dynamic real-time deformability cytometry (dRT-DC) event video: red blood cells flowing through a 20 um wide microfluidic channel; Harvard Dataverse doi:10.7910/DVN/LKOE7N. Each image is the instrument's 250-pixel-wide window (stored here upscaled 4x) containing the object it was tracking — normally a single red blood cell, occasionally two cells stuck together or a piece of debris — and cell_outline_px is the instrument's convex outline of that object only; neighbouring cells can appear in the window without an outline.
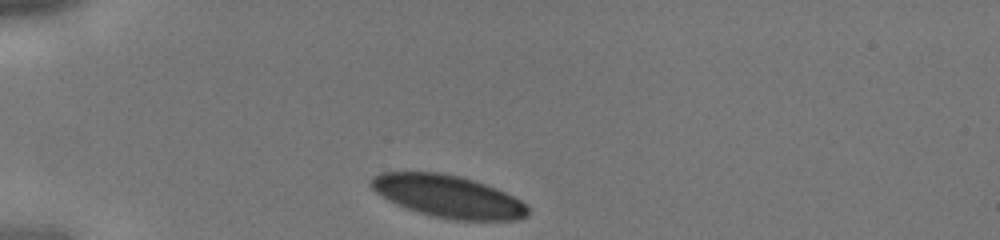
{"species": "human", "species_latin": "Homo sapiens", "temperature_condition": "cold", "stored_images_in_passage": 11, "camera_frame_rate_fps": 3000, "um_per_image_px": 0.085, "donor": {"sex": "male"}, "frame": {"image": 1, "passage_image": 1, "time_ms": 0.0, "image_size_px": [1000, 240], "cell_outline_px": [[528, 216], [520, 220], [452, 220], [420, 212], [396, 204], [380, 196], [368, 184], [368, 180], [372, 176], [380, 172], [440, 172], [460, 176], [496, 188], [528, 204]], "centroid_in_image_um": [38.07, 16.68], "position_along_channel_um": 46.9, "area_um2": 38.73}}
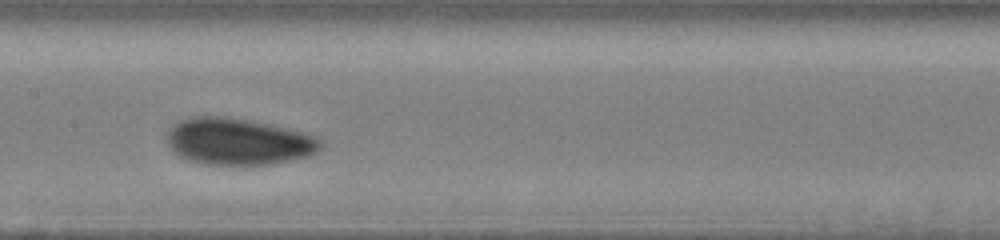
{"frame": {"image": 2, "passage_image": 7, "time_ms": 2.0, "image_size_px": [1000, 240], "cell_outline_px": [[324, 144], [312, 156], [272, 164], [200, 164], [188, 160], [180, 156], [168, 144], [168, 132], [180, 120], [188, 116], [220, 116], [248, 120], [288, 128], [316, 136]], "centroid_in_image_um": [20.29, 12.03], "position_along_channel_um": 187.1, "area_um2": 41.67}}
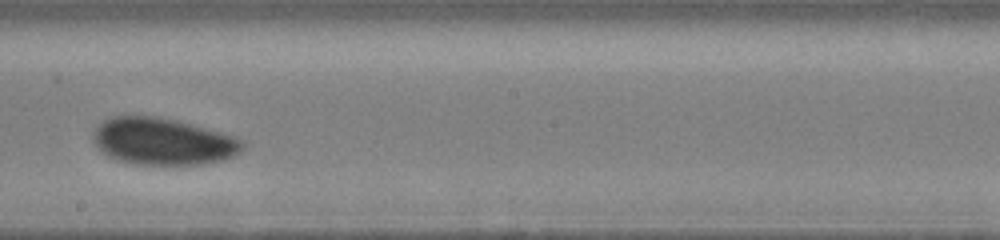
{"frame": {"image": 3, "passage_image": 10, "time_ms": 3.0, "image_size_px": [1000, 240], "cell_outline_px": [[244, 148], [240, 152], [224, 160], [204, 164], [136, 164], [116, 160], [108, 156], [92, 140], [92, 132], [104, 120], [112, 116], [152, 116], [176, 120], [232, 136], [244, 140]], "centroid_in_image_um": [13.83, 12.03], "position_along_channel_um": 234.4, "area_um2": 40.52}}